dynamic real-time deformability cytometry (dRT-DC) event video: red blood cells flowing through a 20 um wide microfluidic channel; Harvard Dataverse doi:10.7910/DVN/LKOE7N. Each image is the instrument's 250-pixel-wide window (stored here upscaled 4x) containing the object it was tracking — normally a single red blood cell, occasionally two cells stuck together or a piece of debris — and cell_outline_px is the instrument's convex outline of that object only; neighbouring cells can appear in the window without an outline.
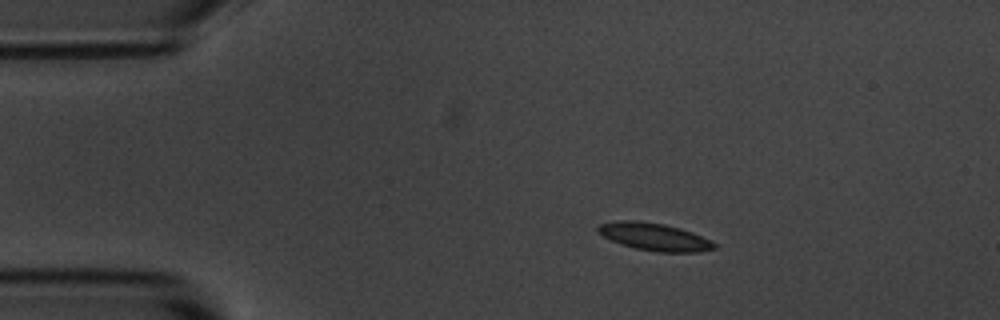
{"species": "common noctule bat (a hibernating species)", "species_latin": "Nyctalus noctula", "temperature_condition": "room temperature", "stored_images_in_passage": 5, "camera_frame_rate_fps": 3000, "um_per_image_px": 0.085, "animal": {"sex": "male", "body_mass_g": 20.1, "forearm_length_mm": 53.5}, "frame": {"image": 1, "passage_image": 2, "time_ms": 1.0, "image_size_px": [1000, 320], "cell_outline_px": [[716, 248], [700, 252], [656, 252], [636, 248], [620, 244], [596, 232], [596, 228], [600, 224], [620, 220], [636, 220], [664, 224], [680, 228], [692, 232], [712, 240], [716, 244]], "centroid_in_image_um": [55.64, 20.13], "position_along_channel_um": 29.4, "area_um2": 18.73}}
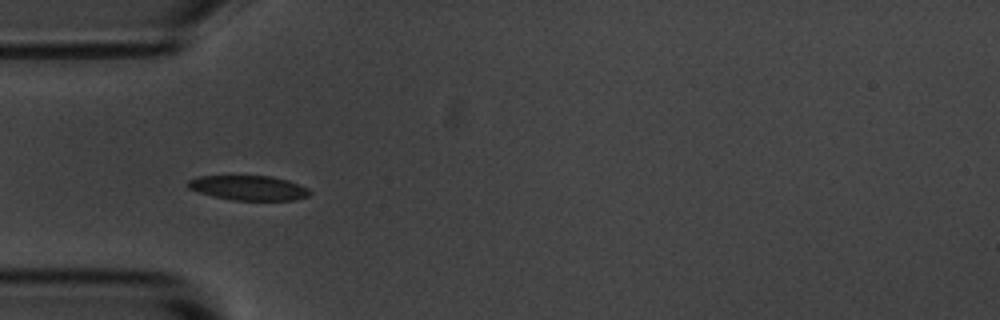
{"frame": {"image": 2, "passage_image": 4, "time_ms": 3.333, "image_size_px": [1000, 320], "cell_outline_px": [[312, 192], [308, 196], [292, 200], [232, 200], [212, 196], [188, 188], [184, 184], [188, 180], [200, 176], [272, 176], [288, 180], [308, 188]], "centroid_in_image_um": [21.11, 15.97], "position_along_channel_um": 63.9, "area_um2": 17.57}}